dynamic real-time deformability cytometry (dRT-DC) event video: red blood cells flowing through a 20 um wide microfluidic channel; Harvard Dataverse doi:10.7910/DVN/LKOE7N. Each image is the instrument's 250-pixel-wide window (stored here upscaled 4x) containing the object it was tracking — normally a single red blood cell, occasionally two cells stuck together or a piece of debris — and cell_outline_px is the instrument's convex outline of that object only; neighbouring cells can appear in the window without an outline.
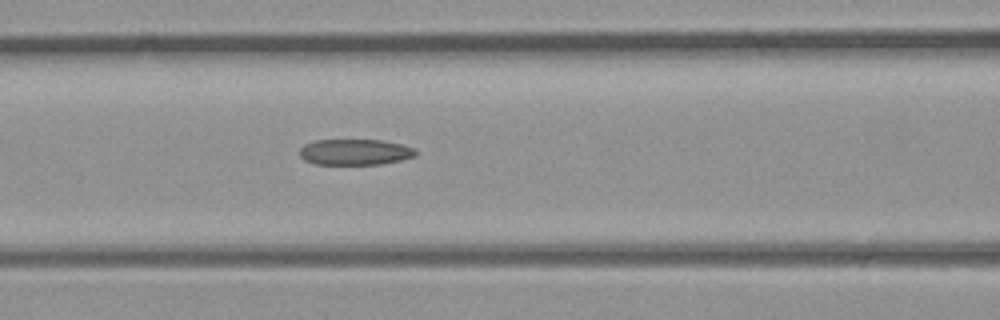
{"species": "common noctule bat (a hibernating species)", "species_latin": "Nyctalus noctula", "temperature_condition": "room temperature", "stored_images_in_passage": 5, "camera_frame_rate_fps": 3000, "um_per_image_px": 0.085, "animal": {"sex": "male", "body_mass_g": 23.1, "forearm_length_mm": 52.7}, "frame": {"image": 1, "passage_image": 5, "time_ms": 1.333, "image_size_px": [1000, 320], "cell_outline_px": [[416, 156], [400, 160], [380, 164], [316, 164], [304, 160], [300, 156], [300, 148], [304, 144], [316, 140], [384, 140], [416, 148]], "centroid_in_image_um": [30.18, 12.92], "position_along_channel_um": 136.4, "area_um2": 17.51}}